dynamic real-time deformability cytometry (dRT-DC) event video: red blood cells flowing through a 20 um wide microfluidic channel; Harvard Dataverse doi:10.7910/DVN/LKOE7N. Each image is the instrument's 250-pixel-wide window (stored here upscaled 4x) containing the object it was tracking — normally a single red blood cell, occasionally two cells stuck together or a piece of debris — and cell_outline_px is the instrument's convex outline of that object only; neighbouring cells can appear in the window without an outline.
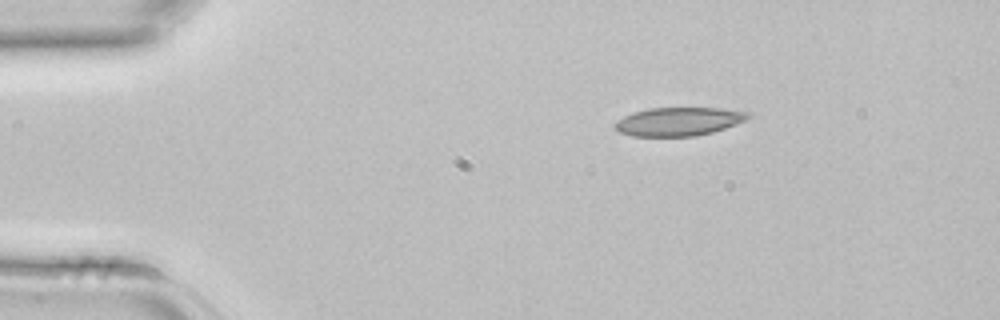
{"species": "common noctule bat (a hibernating species)", "species_latin": "Nyctalus noctula", "temperature_condition": "room temperature", "stored_images_in_passage": 2, "camera_frame_rate_fps": 3000, "um_per_image_px": 0.085, "animal": {"sex": "female", "body_mass_g": 22.7, "forearm_length_mm": 54.2}, "frame": {"image": 1, "passage_image": 1, "time_ms": 0.0, "image_size_px": [1000, 320], "cell_outline_px": [[752, 116], [736, 124], [712, 132], [696, 136], [632, 136], [620, 132], [612, 128], [616, 120], [632, 112], [648, 108], [720, 108], [752, 112]], "centroid_in_image_um": [57.66, 10.32], "position_along_channel_um": 27.3, "area_um2": 22.25}}